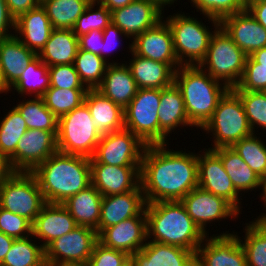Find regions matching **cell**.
<instances>
[{"label": "cell", "mask_w": 266, "mask_h": 266, "mask_svg": "<svg viewBox=\"0 0 266 266\" xmlns=\"http://www.w3.org/2000/svg\"><path fill=\"white\" fill-rule=\"evenodd\" d=\"M166 147L149 145L143 152L140 179L146 203L181 201L198 187V155Z\"/></svg>", "instance_id": "6da1fadb"}, {"label": "cell", "mask_w": 266, "mask_h": 266, "mask_svg": "<svg viewBox=\"0 0 266 266\" xmlns=\"http://www.w3.org/2000/svg\"><path fill=\"white\" fill-rule=\"evenodd\" d=\"M46 203L62 204L91 185L90 158L57 151L33 172Z\"/></svg>", "instance_id": "7a4b0ae2"}, {"label": "cell", "mask_w": 266, "mask_h": 266, "mask_svg": "<svg viewBox=\"0 0 266 266\" xmlns=\"http://www.w3.org/2000/svg\"><path fill=\"white\" fill-rule=\"evenodd\" d=\"M147 239L196 253L205 237L181 201L146 203ZM153 236V237H152Z\"/></svg>", "instance_id": "3957f363"}, {"label": "cell", "mask_w": 266, "mask_h": 266, "mask_svg": "<svg viewBox=\"0 0 266 266\" xmlns=\"http://www.w3.org/2000/svg\"><path fill=\"white\" fill-rule=\"evenodd\" d=\"M174 83L185 103L186 114L194 127L202 128L212 117L218 101L229 89L197 66H180Z\"/></svg>", "instance_id": "277c9868"}, {"label": "cell", "mask_w": 266, "mask_h": 266, "mask_svg": "<svg viewBox=\"0 0 266 266\" xmlns=\"http://www.w3.org/2000/svg\"><path fill=\"white\" fill-rule=\"evenodd\" d=\"M202 129L213 134V146L231 147L237 141L253 134L239 95L229 88L218 101L212 117Z\"/></svg>", "instance_id": "5b68a950"}, {"label": "cell", "mask_w": 266, "mask_h": 266, "mask_svg": "<svg viewBox=\"0 0 266 266\" xmlns=\"http://www.w3.org/2000/svg\"><path fill=\"white\" fill-rule=\"evenodd\" d=\"M246 58L247 55L220 26L213 33L205 58L198 66L212 78L233 88L243 75Z\"/></svg>", "instance_id": "8992f818"}, {"label": "cell", "mask_w": 266, "mask_h": 266, "mask_svg": "<svg viewBox=\"0 0 266 266\" xmlns=\"http://www.w3.org/2000/svg\"><path fill=\"white\" fill-rule=\"evenodd\" d=\"M101 137L84 102L58 118L59 152L92 158Z\"/></svg>", "instance_id": "52a82bcc"}, {"label": "cell", "mask_w": 266, "mask_h": 266, "mask_svg": "<svg viewBox=\"0 0 266 266\" xmlns=\"http://www.w3.org/2000/svg\"><path fill=\"white\" fill-rule=\"evenodd\" d=\"M166 22L172 35L174 50L181 66H197L205 58L213 33L203 22L183 14L168 16ZM187 58V59H185Z\"/></svg>", "instance_id": "ba28073f"}, {"label": "cell", "mask_w": 266, "mask_h": 266, "mask_svg": "<svg viewBox=\"0 0 266 266\" xmlns=\"http://www.w3.org/2000/svg\"><path fill=\"white\" fill-rule=\"evenodd\" d=\"M46 204L32 172H14L0 185V207L25 217L31 223Z\"/></svg>", "instance_id": "9c48e42d"}, {"label": "cell", "mask_w": 266, "mask_h": 266, "mask_svg": "<svg viewBox=\"0 0 266 266\" xmlns=\"http://www.w3.org/2000/svg\"><path fill=\"white\" fill-rule=\"evenodd\" d=\"M160 89H138L124 109V128L146 146L159 145Z\"/></svg>", "instance_id": "30bf717a"}, {"label": "cell", "mask_w": 266, "mask_h": 266, "mask_svg": "<svg viewBox=\"0 0 266 266\" xmlns=\"http://www.w3.org/2000/svg\"><path fill=\"white\" fill-rule=\"evenodd\" d=\"M97 241L95 229L78 225L45 248L46 265H87Z\"/></svg>", "instance_id": "8fae6325"}, {"label": "cell", "mask_w": 266, "mask_h": 266, "mask_svg": "<svg viewBox=\"0 0 266 266\" xmlns=\"http://www.w3.org/2000/svg\"><path fill=\"white\" fill-rule=\"evenodd\" d=\"M146 145L131 131L102 134L93 158L111 166L141 167Z\"/></svg>", "instance_id": "7c38bea8"}, {"label": "cell", "mask_w": 266, "mask_h": 266, "mask_svg": "<svg viewBox=\"0 0 266 266\" xmlns=\"http://www.w3.org/2000/svg\"><path fill=\"white\" fill-rule=\"evenodd\" d=\"M58 131L28 129L19 139L15 154L9 159L15 172H33L57 149Z\"/></svg>", "instance_id": "4fadbf2b"}, {"label": "cell", "mask_w": 266, "mask_h": 266, "mask_svg": "<svg viewBox=\"0 0 266 266\" xmlns=\"http://www.w3.org/2000/svg\"><path fill=\"white\" fill-rule=\"evenodd\" d=\"M202 243L195 253L196 266H247L237 233L225 232L210 238L206 236Z\"/></svg>", "instance_id": "5bb4252c"}, {"label": "cell", "mask_w": 266, "mask_h": 266, "mask_svg": "<svg viewBox=\"0 0 266 266\" xmlns=\"http://www.w3.org/2000/svg\"><path fill=\"white\" fill-rule=\"evenodd\" d=\"M205 150L204 154H198V187L224 198L240 213V193L226 173L221 158L213 150Z\"/></svg>", "instance_id": "9a60e30c"}, {"label": "cell", "mask_w": 266, "mask_h": 266, "mask_svg": "<svg viewBox=\"0 0 266 266\" xmlns=\"http://www.w3.org/2000/svg\"><path fill=\"white\" fill-rule=\"evenodd\" d=\"M181 203L188 215L206 235H209L205 229L207 224L215 220L227 219V217L237 218L239 215V212L224 198L199 187L191 190L181 200Z\"/></svg>", "instance_id": "2e32d148"}, {"label": "cell", "mask_w": 266, "mask_h": 266, "mask_svg": "<svg viewBox=\"0 0 266 266\" xmlns=\"http://www.w3.org/2000/svg\"><path fill=\"white\" fill-rule=\"evenodd\" d=\"M91 184L102 196L142 190L141 167L111 166L90 158Z\"/></svg>", "instance_id": "e0dca14e"}, {"label": "cell", "mask_w": 266, "mask_h": 266, "mask_svg": "<svg viewBox=\"0 0 266 266\" xmlns=\"http://www.w3.org/2000/svg\"><path fill=\"white\" fill-rule=\"evenodd\" d=\"M132 43V51L141 57L167 63L175 71L181 66L178 62L171 29L165 20L136 36Z\"/></svg>", "instance_id": "ac0fdd59"}, {"label": "cell", "mask_w": 266, "mask_h": 266, "mask_svg": "<svg viewBox=\"0 0 266 266\" xmlns=\"http://www.w3.org/2000/svg\"><path fill=\"white\" fill-rule=\"evenodd\" d=\"M147 240L145 209L135 217L105 228L98 235V241L104 246L125 252L130 256L140 251Z\"/></svg>", "instance_id": "d6986e66"}, {"label": "cell", "mask_w": 266, "mask_h": 266, "mask_svg": "<svg viewBox=\"0 0 266 266\" xmlns=\"http://www.w3.org/2000/svg\"><path fill=\"white\" fill-rule=\"evenodd\" d=\"M162 10L151 0H134L111 11V22L132 40L163 20Z\"/></svg>", "instance_id": "ffe728a7"}, {"label": "cell", "mask_w": 266, "mask_h": 266, "mask_svg": "<svg viewBox=\"0 0 266 266\" xmlns=\"http://www.w3.org/2000/svg\"><path fill=\"white\" fill-rule=\"evenodd\" d=\"M220 26L247 56L266 47V29L247 9L224 17Z\"/></svg>", "instance_id": "44dd1931"}, {"label": "cell", "mask_w": 266, "mask_h": 266, "mask_svg": "<svg viewBox=\"0 0 266 266\" xmlns=\"http://www.w3.org/2000/svg\"><path fill=\"white\" fill-rule=\"evenodd\" d=\"M145 207L146 201L142 190L103 196L97 234L99 235L105 228L139 215Z\"/></svg>", "instance_id": "7402d4cb"}, {"label": "cell", "mask_w": 266, "mask_h": 266, "mask_svg": "<svg viewBox=\"0 0 266 266\" xmlns=\"http://www.w3.org/2000/svg\"><path fill=\"white\" fill-rule=\"evenodd\" d=\"M77 226L75 219L62 204L46 203L32 223V237L44 240L40 245L45 249L52 241Z\"/></svg>", "instance_id": "603a6c76"}, {"label": "cell", "mask_w": 266, "mask_h": 266, "mask_svg": "<svg viewBox=\"0 0 266 266\" xmlns=\"http://www.w3.org/2000/svg\"><path fill=\"white\" fill-rule=\"evenodd\" d=\"M53 29L45 8L40 4L15 20L14 33H17L15 36L27 48L38 55L44 48Z\"/></svg>", "instance_id": "cb8c5ba5"}, {"label": "cell", "mask_w": 266, "mask_h": 266, "mask_svg": "<svg viewBox=\"0 0 266 266\" xmlns=\"http://www.w3.org/2000/svg\"><path fill=\"white\" fill-rule=\"evenodd\" d=\"M131 259L133 266H196L195 252L149 240Z\"/></svg>", "instance_id": "d4e9b609"}, {"label": "cell", "mask_w": 266, "mask_h": 266, "mask_svg": "<svg viewBox=\"0 0 266 266\" xmlns=\"http://www.w3.org/2000/svg\"><path fill=\"white\" fill-rule=\"evenodd\" d=\"M159 145L168 144V134L178 126H194L188 119L182 94L173 82L170 86L160 89Z\"/></svg>", "instance_id": "484cf974"}, {"label": "cell", "mask_w": 266, "mask_h": 266, "mask_svg": "<svg viewBox=\"0 0 266 266\" xmlns=\"http://www.w3.org/2000/svg\"><path fill=\"white\" fill-rule=\"evenodd\" d=\"M37 54L27 48L15 35L0 39V63L3 73V93L19 79Z\"/></svg>", "instance_id": "4316f807"}, {"label": "cell", "mask_w": 266, "mask_h": 266, "mask_svg": "<svg viewBox=\"0 0 266 266\" xmlns=\"http://www.w3.org/2000/svg\"><path fill=\"white\" fill-rule=\"evenodd\" d=\"M96 89L125 109L135 97L138 87L126 62L121 65L109 64L101 84Z\"/></svg>", "instance_id": "83f0119b"}, {"label": "cell", "mask_w": 266, "mask_h": 266, "mask_svg": "<svg viewBox=\"0 0 266 266\" xmlns=\"http://www.w3.org/2000/svg\"><path fill=\"white\" fill-rule=\"evenodd\" d=\"M129 50L133 58L127 66L138 89H162L174 82L175 70L169 64L136 55L132 51V44Z\"/></svg>", "instance_id": "f1b7e54d"}, {"label": "cell", "mask_w": 266, "mask_h": 266, "mask_svg": "<svg viewBox=\"0 0 266 266\" xmlns=\"http://www.w3.org/2000/svg\"><path fill=\"white\" fill-rule=\"evenodd\" d=\"M84 103L90 111L95 127L101 134L124 129V109L97 89L87 90Z\"/></svg>", "instance_id": "f546056e"}, {"label": "cell", "mask_w": 266, "mask_h": 266, "mask_svg": "<svg viewBox=\"0 0 266 266\" xmlns=\"http://www.w3.org/2000/svg\"><path fill=\"white\" fill-rule=\"evenodd\" d=\"M103 196L91 184L86 189L68 198L62 205L67 209L79 226L97 229L101 216Z\"/></svg>", "instance_id": "4dcf8cb0"}, {"label": "cell", "mask_w": 266, "mask_h": 266, "mask_svg": "<svg viewBox=\"0 0 266 266\" xmlns=\"http://www.w3.org/2000/svg\"><path fill=\"white\" fill-rule=\"evenodd\" d=\"M79 49L78 37L70 29H53L38 56L48 67L74 64Z\"/></svg>", "instance_id": "1f68e13d"}, {"label": "cell", "mask_w": 266, "mask_h": 266, "mask_svg": "<svg viewBox=\"0 0 266 266\" xmlns=\"http://www.w3.org/2000/svg\"><path fill=\"white\" fill-rule=\"evenodd\" d=\"M212 150L221 158L226 173L239 193L245 190L260 189L261 178L243 161L232 147H219Z\"/></svg>", "instance_id": "d6a6232c"}, {"label": "cell", "mask_w": 266, "mask_h": 266, "mask_svg": "<svg viewBox=\"0 0 266 266\" xmlns=\"http://www.w3.org/2000/svg\"><path fill=\"white\" fill-rule=\"evenodd\" d=\"M92 0H41L55 29L73 30L77 19Z\"/></svg>", "instance_id": "836d02e7"}, {"label": "cell", "mask_w": 266, "mask_h": 266, "mask_svg": "<svg viewBox=\"0 0 266 266\" xmlns=\"http://www.w3.org/2000/svg\"><path fill=\"white\" fill-rule=\"evenodd\" d=\"M15 89L18 94L34 93L35 97H42L50 88V74L48 66L37 55L24 69L19 79L8 89Z\"/></svg>", "instance_id": "e575fe53"}, {"label": "cell", "mask_w": 266, "mask_h": 266, "mask_svg": "<svg viewBox=\"0 0 266 266\" xmlns=\"http://www.w3.org/2000/svg\"><path fill=\"white\" fill-rule=\"evenodd\" d=\"M29 238L15 239L0 266H47L45 249Z\"/></svg>", "instance_id": "d590c367"}, {"label": "cell", "mask_w": 266, "mask_h": 266, "mask_svg": "<svg viewBox=\"0 0 266 266\" xmlns=\"http://www.w3.org/2000/svg\"><path fill=\"white\" fill-rule=\"evenodd\" d=\"M21 113L28 129L58 131V118L48 109L41 97L24 100L15 106Z\"/></svg>", "instance_id": "8d00e7d4"}, {"label": "cell", "mask_w": 266, "mask_h": 266, "mask_svg": "<svg viewBox=\"0 0 266 266\" xmlns=\"http://www.w3.org/2000/svg\"><path fill=\"white\" fill-rule=\"evenodd\" d=\"M246 225L245 238L240 239V243L247 266H266V227L256 218Z\"/></svg>", "instance_id": "74e56055"}, {"label": "cell", "mask_w": 266, "mask_h": 266, "mask_svg": "<svg viewBox=\"0 0 266 266\" xmlns=\"http://www.w3.org/2000/svg\"><path fill=\"white\" fill-rule=\"evenodd\" d=\"M27 130L25 120L14 106L0 121V152L10 159L15 154L19 139Z\"/></svg>", "instance_id": "f35d334b"}, {"label": "cell", "mask_w": 266, "mask_h": 266, "mask_svg": "<svg viewBox=\"0 0 266 266\" xmlns=\"http://www.w3.org/2000/svg\"><path fill=\"white\" fill-rule=\"evenodd\" d=\"M108 65L100 56L81 49L74 61L79 78L87 89H96L101 84Z\"/></svg>", "instance_id": "ab89813d"}, {"label": "cell", "mask_w": 266, "mask_h": 266, "mask_svg": "<svg viewBox=\"0 0 266 266\" xmlns=\"http://www.w3.org/2000/svg\"><path fill=\"white\" fill-rule=\"evenodd\" d=\"M88 89H61L50 87L41 97L45 106L57 117L71 112L84 102Z\"/></svg>", "instance_id": "60d3db41"}, {"label": "cell", "mask_w": 266, "mask_h": 266, "mask_svg": "<svg viewBox=\"0 0 266 266\" xmlns=\"http://www.w3.org/2000/svg\"><path fill=\"white\" fill-rule=\"evenodd\" d=\"M259 138L253 133L237 141L231 147L262 178L266 175V145Z\"/></svg>", "instance_id": "b9f144b4"}, {"label": "cell", "mask_w": 266, "mask_h": 266, "mask_svg": "<svg viewBox=\"0 0 266 266\" xmlns=\"http://www.w3.org/2000/svg\"><path fill=\"white\" fill-rule=\"evenodd\" d=\"M193 6L212 21L214 28L220 27V21L231 14L246 10L241 0H191Z\"/></svg>", "instance_id": "7bdbcfd3"}, {"label": "cell", "mask_w": 266, "mask_h": 266, "mask_svg": "<svg viewBox=\"0 0 266 266\" xmlns=\"http://www.w3.org/2000/svg\"><path fill=\"white\" fill-rule=\"evenodd\" d=\"M95 6H99L97 10H93ZM111 23V11L92 0L86 7L85 11L77 19L73 28L74 34L77 37L87 34L92 30L103 31Z\"/></svg>", "instance_id": "ee69618b"}, {"label": "cell", "mask_w": 266, "mask_h": 266, "mask_svg": "<svg viewBox=\"0 0 266 266\" xmlns=\"http://www.w3.org/2000/svg\"><path fill=\"white\" fill-rule=\"evenodd\" d=\"M242 102L249 124L255 133V125L266 129V92L235 91Z\"/></svg>", "instance_id": "f6af8a7d"}, {"label": "cell", "mask_w": 266, "mask_h": 266, "mask_svg": "<svg viewBox=\"0 0 266 266\" xmlns=\"http://www.w3.org/2000/svg\"><path fill=\"white\" fill-rule=\"evenodd\" d=\"M234 91H266V66H260L251 56H247L245 69Z\"/></svg>", "instance_id": "bcb514c9"}, {"label": "cell", "mask_w": 266, "mask_h": 266, "mask_svg": "<svg viewBox=\"0 0 266 266\" xmlns=\"http://www.w3.org/2000/svg\"><path fill=\"white\" fill-rule=\"evenodd\" d=\"M0 231L15 239H23L32 236V223L0 207Z\"/></svg>", "instance_id": "7dc6e473"}, {"label": "cell", "mask_w": 266, "mask_h": 266, "mask_svg": "<svg viewBox=\"0 0 266 266\" xmlns=\"http://www.w3.org/2000/svg\"><path fill=\"white\" fill-rule=\"evenodd\" d=\"M50 87L61 89H87L81 82L74 64L49 66Z\"/></svg>", "instance_id": "c3c4849f"}, {"label": "cell", "mask_w": 266, "mask_h": 266, "mask_svg": "<svg viewBox=\"0 0 266 266\" xmlns=\"http://www.w3.org/2000/svg\"><path fill=\"white\" fill-rule=\"evenodd\" d=\"M130 258L127 253L106 247L97 241L87 266H123Z\"/></svg>", "instance_id": "681fc988"}, {"label": "cell", "mask_w": 266, "mask_h": 266, "mask_svg": "<svg viewBox=\"0 0 266 266\" xmlns=\"http://www.w3.org/2000/svg\"><path fill=\"white\" fill-rule=\"evenodd\" d=\"M79 49L89 51L102 58L103 31L92 30L78 37Z\"/></svg>", "instance_id": "f907efd6"}, {"label": "cell", "mask_w": 266, "mask_h": 266, "mask_svg": "<svg viewBox=\"0 0 266 266\" xmlns=\"http://www.w3.org/2000/svg\"><path fill=\"white\" fill-rule=\"evenodd\" d=\"M128 37L123 33L122 30H120L116 25H114L112 22L103 30V42L102 44V59L105 62H108V64H121L117 62L109 63V60L107 61L106 57L109 51H113L114 47L118 44L119 36ZM119 35V36H118ZM112 44V45H111ZM113 49V50H111ZM107 53V54H106Z\"/></svg>", "instance_id": "816d5d0a"}, {"label": "cell", "mask_w": 266, "mask_h": 266, "mask_svg": "<svg viewBox=\"0 0 266 266\" xmlns=\"http://www.w3.org/2000/svg\"><path fill=\"white\" fill-rule=\"evenodd\" d=\"M8 29L15 30V18L11 15L6 0H0V39L14 36Z\"/></svg>", "instance_id": "f5cc1de1"}, {"label": "cell", "mask_w": 266, "mask_h": 266, "mask_svg": "<svg viewBox=\"0 0 266 266\" xmlns=\"http://www.w3.org/2000/svg\"><path fill=\"white\" fill-rule=\"evenodd\" d=\"M7 7L15 20L22 14L41 4V0H6Z\"/></svg>", "instance_id": "db71d44e"}, {"label": "cell", "mask_w": 266, "mask_h": 266, "mask_svg": "<svg viewBox=\"0 0 266 266\" xmlns=\"http://www.w3.org/2000/svg\"><path fill=\"white\" fill-rule=\"evenodd\" d=\"M246 9L266 29V0L254 2Z\"/></svg>", "instance_id": "11a10c76"}, {"label": "cell", "mask_w": 266, "mask_h": 266, "mask_svg": "<svg viewBox=\"0 0 266 266\" xmlns=\"http://www.w3.org/2000/svg\"><path fill=\"white\" fill-rule=\"evenodd\" d=\"M14 172L9 159L0 152V185Z\"/></svg>", "instance_id": "9f6ffc18"}, {"label": "cell", "mask_w": 266, "mask_h": 266, "mask_svg": "<svg viewBox=\"0 0 266 266\" xmlns=\"http://www.w3.org/2000/svg\"><path fill=\"white\" fill-rule=\"evenodd\" d=\"M14 240L15 238L7 236L6 234L0 231V264L3 262Z\"/></svg>", "instance_id": "6f0895ef"}, {"label": "cell", "mask_w": 266, "mask_h": 266, "mask_svg": "<svg viewBox=\"0 0 266 266\" xmlns=\"http://www.w3.org/2000/svg\"><path fill=\"white\" fill-rule=\"evenodd\" d=\"M96 3H100L101 5L107 7L110 11L115 9L125 7L129 5L134 0H95Z\"/></svg>", "instance_id": "680465c9"}, {"label": "cell", "mask_w": 266, "mask_h": 266, "mask_svg": "<svg viewBox=\"0 0 266 266\" xmlns=\"http://www.w3.org/2000/svg\"><path fill=\"white\" fill-rule=\"evenodd\" d=\"M260 66H266V47H263L250 55Z\"/></svg>", "instance_id": "91938a15"}, {"label": "cell", "mask_w": 266, "mask_h": 266, "mask_svg": "<svg viewBox=\"0 0 266 266\" xmlns=\"http://www.w3.org/2000/svg\"><path fill=\"white\" fill-rule=\"evenodd\" d=\"M263 191H262V197H260V198H262V200L264 201V207H266V175L265 176H263L262 178H261V187H260Z\"/></svg>", "instance_id": "94428289"}, {"label": "cell", "mask_w": 266, "mask_h": 266, "mask_svg": "<svg viewBox=\"0 0 266 266\" xmlns=\"http://www.w3.org/2000/svg\"><path fill=\"white\" fill-rule=\"evenodd\" d=\"M155 2L161 9H164V7L168 4H173L176 0H151Z\"/></svg>", "instance_id": "6125c7cd"}, {"label": "cell", "mask_w": 266, "mask_h": 266, "mask_svg": "<svg viewBox=\"0 0 266 266\" xmlns=\"http://www.w3.org/2000/svg\"><path fill=\"white\" fill-rule=\"evenodd\" d=\"M0 93H3V73L1 69V63H0Z\"/></svg>", "instance_id": "be15d7a7"}, {"label": "cell", "mask_w": 266, "mask_h": 266, "mask_svg": "<svg viewBox=\"0 0 266 266\" xmlns=\"http://www.w3.org/2000/svg\"><path fill=\"white\" fill-rule=\"evenodd\" d=\"M243 5L245 6V8H247L248 6H250L252 3L260 1V0H241Z\"/></svg>", "instance_id": "e7e4bbea"}, {"label": "cell", "mask_w": 266, "mask_h": 266, "mask_svg": "<svg viewBox=\"0 0 266 266\" xmlns=\"http://www.w3.org/2000/svg\"><path fill=\"white\" fill-rule=\"evenodd\" d=\"M257 219L266 227V213H263V215H260Z\"/></svg>", "instance_id": "03108f58"}, {"label": "cell", "mask_w": 266, "mask_h": 266, "mask_svg": "<svg viewBox=\"0 0 266 266\" xmlns=\"http://www.w3.org/2000/svg\"><path fill=\"white\" fill-rule=\"evenodd\" d=\"M123 266H133L132 259L130 258Z\"/></svg>", "instance_id": "003e7915"}, {"label": "cell", "mask_w": 266, "mask_h": 266, "mask_svg": "<svg viewBox=\"0 0 266 266\" xmlns=\"http://www.w3.org/2000/svg\"><path fill=\"white\" fill-rule=\"evenodd\" d=\"M57 266H87V265H57Z\"/></svg>", "instance_id": "a7ac6f4b"}]
</instances>
